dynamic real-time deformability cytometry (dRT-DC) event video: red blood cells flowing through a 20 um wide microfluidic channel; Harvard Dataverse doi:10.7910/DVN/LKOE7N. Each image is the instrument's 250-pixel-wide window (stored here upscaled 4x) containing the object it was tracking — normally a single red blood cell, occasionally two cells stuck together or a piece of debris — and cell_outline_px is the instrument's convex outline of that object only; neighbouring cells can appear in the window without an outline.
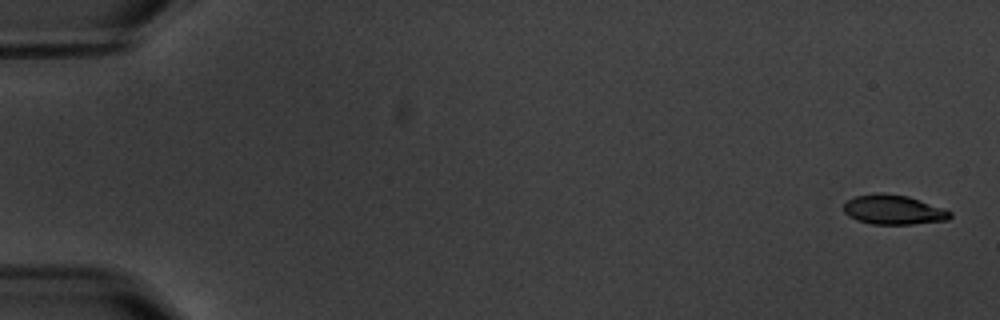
{"species": "common noctule bat (a hibernating species)", "species_latin": "Nyctalus noctula", "temperature_condition": "warm", "stored_images_in_passage": 5, "camera_frame_rate_fps": 3000, "um_per_image_px": 0.085, "animal": {"sex": "male", "body_mass_g": 20.1, "forearm_length_mm": 53.5}, "frame": {"image": 1, "passage_image": 1, "time_ms": 0.0, "image_size_px": [1000, 320], "cell_outline_px": [[952, 216], [948, 220], [912, 224], [872, 224], [856, 220], [848, 216], [844, 212], [844, 204], [848, 200], [856, 196], [876, 192], [908, 196], [944, 208], [952, 212]], "centroid_in_image_um": [75.95, 17.83], "position_along_channel_um": 9.0, "area_um2": 18.38}}
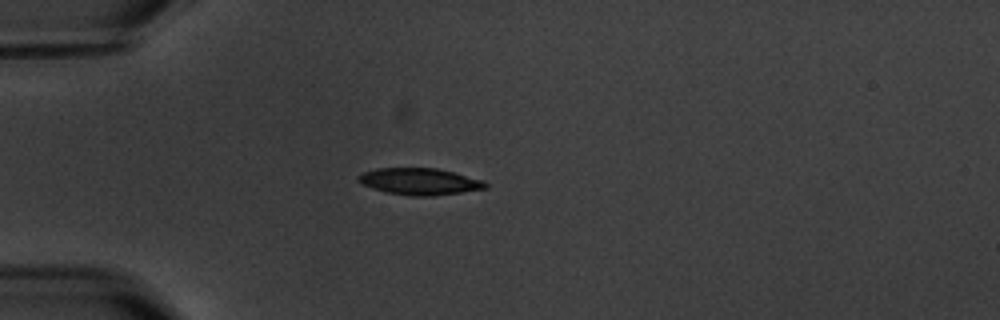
{"frame": {"image": 2, "passage_image": 5, "time_ms": 5.0, "image_size_px": [1000, 320], "cell_outline_px": [[488, 188], [432, 196], [412, 196], [384, 192], [372, 188], [356, 180], [356, 176], [364, 172], [376, 168], [436, 168], [484, 180], [488, 184]], "centroid_in_image_um": [35.65, 15.43], "position_along_channel_um": 49.3, "area_um2": 19.77}}